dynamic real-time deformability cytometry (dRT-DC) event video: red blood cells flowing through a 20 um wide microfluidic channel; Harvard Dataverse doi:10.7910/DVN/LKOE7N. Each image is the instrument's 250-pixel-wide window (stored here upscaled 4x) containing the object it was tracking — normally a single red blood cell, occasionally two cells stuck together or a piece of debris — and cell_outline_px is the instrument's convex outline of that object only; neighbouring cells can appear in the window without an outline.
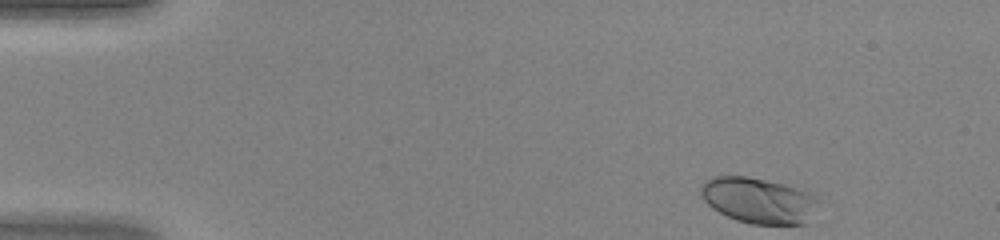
{"species": "human", "species_latin": "Homo sapiens", "temperature_condition": "warm", "stored_images_in_passage": 42, "camera_frame_rate_fps": 3000, "um_per_image_px": 0.085, "donor": {"sex": "female"}, "frame": {"image": 1, "passage_image": 1, "time_ms": 0.0, "image_size_px": [1000, 240], "cell_outline_px": [[816, 200], [804, 224], [752, 224], [736, 220], [712, 208], [700, 196], [700, 188], [704, 180], [716, 176], [748, 176], [784, 184], [796, 188], [816, 196]], "centroid_in_image_um": [64.37, 17.02], "position_along_channel_um": 20.6, "area_um2": 30.69}}
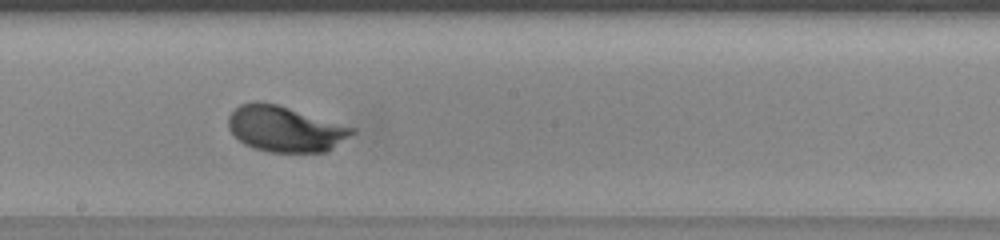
{"frame": {"image": 2, "passage_image": 22, "time_ms": 7.0, "image_size_px": [1000, 240], "cell_outline_px": [[356, 132], [328, 152], [268, 152], [244, 144], [228, 128], [228, 116], [240, 104], [256, 100], [276, 104], [356, 128]], "centroid_in_image_um": [24.24, 10.96], "position_along_channel_um": 224.0, "area_um2": 32.89}}
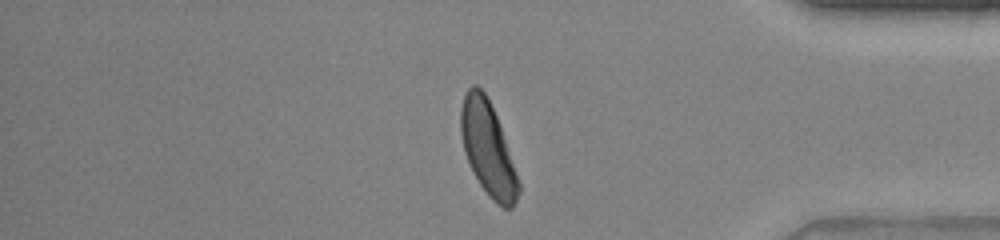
{"frame": {"image": 3, "passage_image": 35, "time_ms": 11.333, "image_size_px": [1000, 240], "cell_outline_px": [[520, 192], [512, 208], [504, 208], [496, 204], [492, 200], [480, 184], [464, 152], [460, 132], [460, 108], [464, 96], [468, 88], [472, 84], [476, 84], [484, 92], [496, 116], [520, 184]], "centroid_in_image_um": [41.45, 12.64], "position_along_channel_um": 393.8, "area_um2": 30.87}}